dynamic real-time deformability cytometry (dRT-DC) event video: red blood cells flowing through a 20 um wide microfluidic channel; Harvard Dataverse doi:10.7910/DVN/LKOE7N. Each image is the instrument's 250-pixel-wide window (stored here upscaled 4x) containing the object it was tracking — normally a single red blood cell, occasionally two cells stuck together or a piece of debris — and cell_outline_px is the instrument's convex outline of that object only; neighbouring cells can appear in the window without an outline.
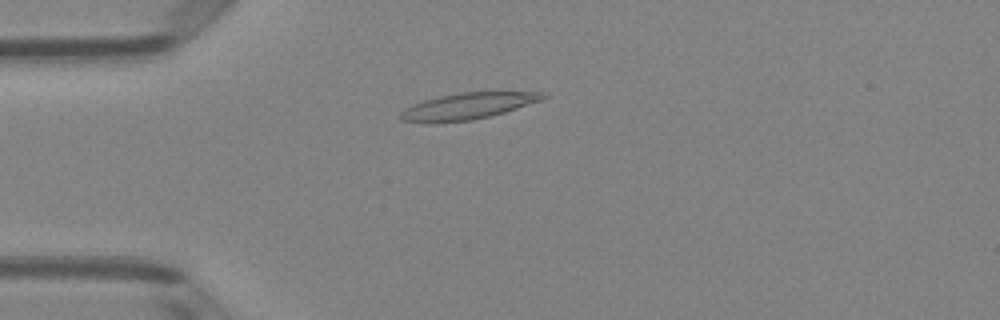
{"species": "Egyptian fruit bat (a non-hibernating species)", "species_latin": "Rousettus aegyptiacus", "temperature_condition": "room temperature", "stored_images_in_passage": 46, "camera_frame_rate_fps": 3000, "um_per_image_px": 0.085, "animal": {"sex": "female"}, "frame": {"image": 1, "passage_image": 9, "time_ms": 2.667, "image_size_px": [1000, 320], "cell_outline_px": [[548, 96], [540, 100], [504, 112], [472, 120], [428, 124], [400, 120], [400, 112], [404, 108], [412, 104], [424, 100], [440, 96], [460, 92], [548, 92]], "centroid_in_image_um": [39.69, 9.03], "position_along_channel_um": 45.3, "area_um2": 21.96}}
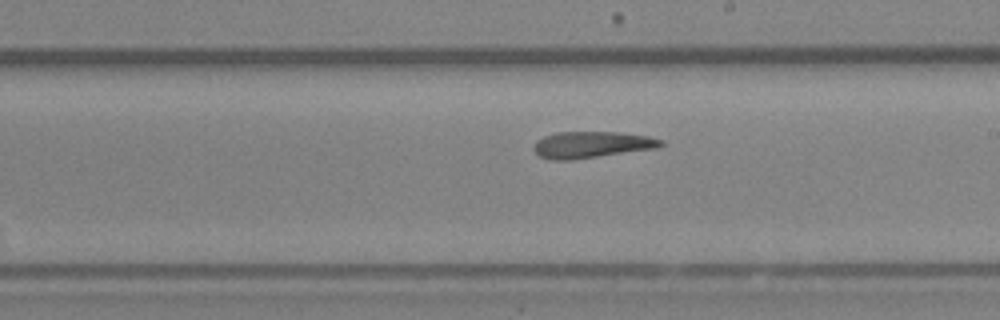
{"frame": {"image": 2, "passage_image": 25, "time_ms": 8.0, "image_size_px": [1000, 320], "cell_outline_px": [[664, 144], [656, 148], [572, 160], [552, 160], [540, 156], [532, 148], [536, 140], [544, 136], [556, 132], [620, 132], [648, 136], [664, 140]], "centroid_in_image_um": [50.28, 12.29], "position_along_channel_um": 238.7, "area_um2": 19.65}}
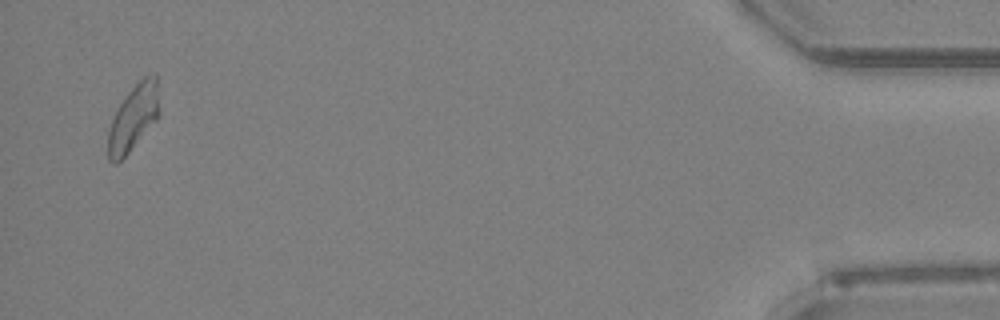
{"frame": {"image": 3, "passage_image": 45, "time_ms": 14.667, "image_size_px": [1000, 320], "cell_outline_px": [[160, 116], [128, 152], [116, 164], [112, 164], [108, 160], [108, 132], [112, 120], [120, 104], [128, 92], [144, 76], [156, 76], [160, 112]], "centroid_in_image_um": [11.34, 10.04], "position_along_channel_um": 423.9, "area_um2": 19.31}, "authors_computed_cell_mechanics": {"area_um2": 20.2011, "velocity_mm_per_s": 4.0064, "shape_relaxation_time_tau1_ms": null, "shape_relaxation_time_tau2_ms": 4.658, "deformation_change_tau1": null, "deformation_change_tau2": 0.1569}}